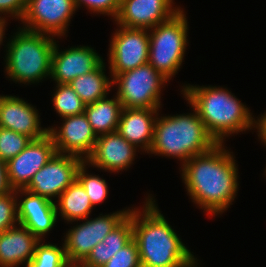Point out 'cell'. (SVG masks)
<instances>
[{"label":"cell","mask_w":266,"mask_h":267,"mask_svg":"<svg viewBox=\"0 0 266 267\" xmlns=\"http://www.w3.org/2000/svg\"><path fill=\"white\" fill-rule=\"evenodd\" d=\"M103 62L92 72L78 76L69 84L87 105L106 97V92L113 83L103 74Z\"/></svg>","instance_id":"23"},{"label":"cell","mask_w":266,"mask_h":267,"mask_svg":"<svg viewBox=\"0 0 266 267\" xmlns=\"http://www.w3.org/2000/svg\"><path fill=\"white\" fill-rule=\"evenodd\" d=\"M57 153L52 137L32 140L17 156L8 160L7 174L13 190L25 189L33 176Z\"/></svg>","instance_id":"11"},{"label":"cell","mask_w":266,"mask_h":267,"mask_svg":"<svg viewBox=\"0 0 266 267\" xmlns=\"http://www.w3.org/2000/svg\"><path fill=\"white\" fill-rule=\"evenodd\" d=\"M121 27L110 44L109 58L113 77L148 63L150 35H147L144 28Z\"/></svg>","instance_id":"10"},{"label":"cell","mask_w":266,"mask_h":267,"mask_svg":"<svg viewBox=\"0 0 266 267\" xmlns=\"http://www.w3.org/2000/svg\"><path fill=\"white\" fill-rule=\"evenodd\" d=\"M85 162L86 161H83L79 166L76 179L84 187L91 204L94 206L95 204L102 202L107 196V184L105 180L97 176L85 175Z\"/></svg>","instance_id":"28"},{"label":"cell","mask_w":266,"mask_h":267,"mask_svg":"<svg viewBox=\"0 0 266 267\" xmlns=\"http://www.w3.org/2000/svg\"><path fill=\"white\" fill-rule=\"evenodd\" d=\"M10 228L0 233V266L13 267L33 258L39 239L27 228Z\"/></svg>","instance_id":"19"},{"label":"cell","mask_w":266,"mask_h":267,"mask_svg":"<svg viewBox=\"0 0 266 267\" xmlns=\"http://www.w3.org/2000/svg\"><path fill=\"white\" fill-rule=\"evenodd\" d=\"M258 121L259 123H257V125L259 127L258 129L260 130V138H262L264 143H266V114Z\"/></svg>","instance_id":"34"},{"label":"cell","mask_w":266,"mask_h":267,"mask_svg":"<svg viewBox=\"0 0 266 267\" xmlns=\"http://www.w3.org/2000/svg\"><path fill=\"white\" fill-rule=\"evenodd\" d=\"M102 62L92 48H70L60 54L55 43L52 54L51 76L58 84H69L76 77L92 72Z\"/></svg>","instance_id":"15"},{"label":"cell","mask_w":266,"mask_h":267,"mask_svg":"<svg viewBox=\"0 0 266 267\" xmlns=\"http://www.w3.org/2000/svg\"><path fill=\"white\" fill-rule=\"evenodd\" d=\"M80 2L85 3L93 11L112 14L116 18L121 0H74L76 8L80 5Z\"/></svg>","instance_id":"31"},{"label":"cell","mask_w":266,"mask_h":267,"mask_svg":"<svg viewBox=\"0 0 266 267\" xmlns=\"http://www.w3.org/2000/svg\"><path fill=\"white\" fill-rule=\"evenodd\" d=\"M135 146L117 131L98 136L88 161L97 167L117 171L127 168L134 159Z\"/></svg>","instance_id":"17"},{"label":"cell","mask_w":266,"mask_h":267,"mask_svg":"<svg viewBox=\"0 0 266 267\" xmlns=\"http://www.w3.org/2000/svg\"><path fill=\"white\" fill-rule=\"evenodd\" d=\"M59 210L64 219H86L93 205L81 183L76 179L59 196Z\"/></svg>","instance_id":"24"},{"label":"cell","mask_w":266,"mask_h":267,"mask_svg":"<svg viewBox=\"0 0 266 267\" xmlns=\"http://www.w3.org/2000/svg\"><path fill=\"white\" fill-rule=\"evenodd\" d=\"M183 166V179L196 203L214 214L228 207L237 191V169L221 143L191 157Z\"/></svg>","instance_id":"1"},{"label":"cell","mask_w":266,"mask_h":267,"mask_svg":"<svg viewBox=\"0 0 266 267\" xmlns=\"http://www.w3.org/2000/svg\"><path fill=\"white\" fill-rule=\"evenodd\" d=\"M193 115L164 117L155 121L151 152L177 156L187 162L213 149L218 142L207 131L196 110Z\"/></svg>","instance_id":"4"},{"label":"cell","mask_w":266,"mask_h":267,"mask_svg":"<svg viewBox=\"0 0 266 267\" xmlns=\"http://www.w3.org/2000/svg\"><path fill=\"white\" fill-rule=\"evenodd\" d=\"M129 212L127 210L98 217L68 231L64 246L70 265L82 264L92 249L102 242L128 216Z\"/></svg>","instance_id":"8"},{"label":"cell","mask_w":266,"mask_h":267,"mask_svg":"<svg viewBox=\"0 0 266 267\" xmlns=\"http://www.w3.org/2000/svg\"><path fill=\"white\" fill-rule=\"evenodd\" d=\"M143 219L132 211L133 239L141 267H192L193 255L159 213L153 201L146 203ZM141 219V222H140Z\"/></svg>","instance_id":"2"},{"label":"cell","mask_w":266,"mask_h":267,"mask_svg":"<svg viewBox=\"0 0 266 267\" xmlns=\"http://www.w3.org/2000/svg\"><path fill=\"white\" fill-rule=\"evenodd\" d=\"M184 95L218 143H222L223 136L254 124L248 108L222 88L186 86Z\"/></svg>","instance_id":"3"},{"label":"cell","mask_w":266,"mask_h":267,"mask_svg":"<svg viewBox=\"0 0 266 267\" xmlns=\"http://www.w3.org/2000/svg\"><path fill=\"white\" fill-rule=\"evenodd\" d=\"M99 99L94 103L85 106L84 114L87 116L93 131L107 134L117 131L123 106L118 97L115 100Z\"/></svg>","instance_id":"22"},{"label":"cell","mask_w":266,"mask_h":267,"mask_svg":"<svg viewBox=\"0 0 266 267\" xmlns=\"http://www.w3.org/2000/svg\"><path fill=\"white\" fill-rule=\"evenodd\" d=\"M45 34L22 30L12 39L7 53V73L13 80L34 82L51 75L55 42Z\"/></svg>","instance_id":"5"},{"label":"cell","mask_w":266,"mask_h":267,"mask_svg":"<svg viewBox=\"0 0 266 267\" xmlns=\"http://www.w3.org/2000/svg\"><path fill=\"white\" fill-rule=\"evenodd\" d=\"M5 19H0V43L2 42Z\"/></svg>","instance_id":"35"},{"label":"cell","mask_w":266,"mask_h":267,"mask_svg":"<svg viewBox=\"0 0 266 267\" xmlns=\"http://www.w3.org/2000/svg\"><path fill=\"white\" fill-rule=\"evenodd\" d=\"M39 125L38 114L31 105L13 96H0V127L37 140L49 133Z\"/></svg>","instance_id":"16"},{"label":"cell","mask_w":266,"mask_h":267,"mask_svg":"<svg viewBox=\"0 0 266 267\" xmlns=\"http://www.w3.org/2000/svg\"><path fill=\"white\" fill-rule=\"evenodd\" d=\"M75 9L74 0H28L22 21L30 25L26 30L60 35Z\"/></svg>","instance_id":"12"},{"label":"cell","mask_w":266,"mask_h":267,"mask_svg":"<svg viewBox=\"0 0 266 267\" xmlns=\"http://www.w3.org/2000/svg\"><path fill=\"white\" fill-rule=\"evenodd\" d=\"M69 267H83L82 265H70Z\"/></svg>","instance_id":"36"},{"label":"cell","mask_w":266,"mask_h":267,"mask_svg":"<svg viewBox=\"0 0 266 267\" xmlns=\"http://www.w3.org/2000/svg\"><path fill=\"white\" fill-rule=\"evenodd\" d=\"M58 90L54 95V106L56 111L62 116H73L83 114L86 104L73 90L70 84H58Z\"/></svg>","instance_id":"25"},{"label":"cell","mask_w":266,"mask_h":267,"mask_svg":"<svg viewBox=\"0 0 266 267\" xmlns=\"http://www.w3.org/2000/svg\"><path fill=\"white\" fill-rule=\"evenodd\" d=\"M156 111L149 108H123L117 132L134 146L142 143V147L149 151L156 120L152 114Z\"/></svg>","instance_id":"20"},{"label":"cell","mask_w":266,"mask_h":267,"mask_svg":"<svg viewBox=\"0 0 266 267\" xmlns=\"http://www.w3.org/2000/svg\"><path fill=\"white\" fill-rule=\"evenodd\" d=\"M33 139L0 127V159L8 161L17 156Z\"/></svg>","instance_id":"27"},{"label":"cell","mask_w":266,"mask_h":267,"mask_svg":"<svg viewBox=\"0 0 266 267\" xmlns=\"http://www.w3.org/2000/svg\"><path fill=\"white\" fill-rule=\"evenodd\" d=\"M171 3L172 0H121L115 19L128 28H153L179 12L173 11Z\"/></svg>","instance_id":"13"},{"label":"cell","mask_w":266,"mask_h":267,"mask_svg":"<svg viewBox=\"0 0 266 267\" xmlns=\"http://www.w3.org/2000/svg\"><path fill=\"white\" fill-rule=\"evenodd\" d=\"M12 190L8 180L6 161L0 159V196L9 193Z\"/></svg>","instance_id":"33"},{"label":"cell","mask_w":266,"mask_h":267,"mask_svg":"<svg viewBox=\"0 0 266 267\" xmlns=\"http://www.w3.org/2000/svg\"><path fill=\"white\" fill-rule=\"evenodd\" d=\"M28 194L17 207L18 224L29 229L38 239L54 226L57 219L58 207L47 198L34 194L25 189H19Z\"/></svg>","instance_id":"18"},{"label":"cell","mask_w":266,"mask_h":267,"mask_svg":"<svg viewBox=\"0 0 266 267\" xmlns=\"http://www.w3.org/2000/svg\"><path fill=\"white\" fill-rule=\"evenodd\" d=\"M112 81L119 83L117 97L123 108L158 109L160 86L167 78L147 63L117 74Z\"/></svg>","instance_id":"7"},{"label":"cell","mask_w":266,"mask_h":267,"mask_svg":"<svg viewBox=\"0 0 266 267\" xmlns=\"http://www.w3.org/2000/svg\"><path fill=\"white\" fill-rule=\"evenodd\" d=\"M102 267H141L136 241L132 239Z\"/></svg>","instance_id":"29"},{"label":"cell","mask_w":266,"mask_h":267,"mask_svg":"<svg viewBox=\"0 0 266 267\" xmlns=\"http://www.w3.org/2000/svg\"><path fill=\"white\" fill-rule=\"evenodd\" d=\"M37 244L33 258L27 267H69L65 246L63 249L51 244ZM39 245V246H38Z\"/></svg>","instance_id":"26"},{"label":"cell","mask_w":266,"mask_h":267,"mask_svg":"<svg viewBox=\"0 0 266 267\" xmlns=\"http://www.w3.org/2000/svg\"><path fill=\"white\" fill-rule=\"evenodd\" d=\"M14 191L0 196V233L15 227V221H19L16 212L18 204L11 195Z\"/></svg>","instance_id":"30"},{"label":"cell","mask_w":266,"mask_h":267,"mask_svg":"<svg viewBox=\"0 0 266 267\" xmlns=\"http://www.w3.org/2000/svg\"><path fill=\"white\" fill-rule=\"evenodd\" d=\"M133 239L132 211L91 251L83 267H102L114 254Z\"/></svg>","instance_id":"21"},{"label":"cell","mask_w":266,"mask_h":267,"mask_svg":"<svg viewBox=\"0 0 266 267\" xmlns=\"http://www.w3.org/2000/svg\"><path fill=\"white\" fill-rule=\"evenodd\" d=\"M149 36L148 63L167 79L179 69L187 42V21L181 10L154 27Z\"/></svg>","instance_id":"6"},{"label":"cell","mask_w":266,"mask_h":267,"mask_svg":"<svg viewBox=\"0 0 266 267\" xmlns=\"http://www.w3.org/2000/svg\"><path fill=\"white\" fill-rule=\"evenodd\" d=\"M82 157L56 153L32 178L25 190L52 200L75 180Z\"/></svg>","instance_id":"9"},{"label":"cell","mask_w":266,"mask_h":267,"mask_svg":"<svg viewBox=\"0 0 266 267\" xmlns=\"http://www.w3.org/2000/svg\"><path fill=\"white\" fill-rule=\"evenodd\" d=\"M28 5V0H0V12L15 14L23 19Z\"/></svg>","instance_id":"32"},{"label":"cell","mask_w":266,"mask_h":267,"mask_svg":"<svg viewBox=\"0 0 266 267\" xmlns=\"http://www.w3.org/2000/svg\"><path fill=\"white\" fill-rule=\"evenodd\" d=\"M63 118L65 123L58 133L53 128L48 129L57 153L69 152V155L76 157L86 153L85 157L88 158L94 149L98 135L93 131L87 116L83 113Z\"/></svg>","instance_id":"14"}]
</instances>
